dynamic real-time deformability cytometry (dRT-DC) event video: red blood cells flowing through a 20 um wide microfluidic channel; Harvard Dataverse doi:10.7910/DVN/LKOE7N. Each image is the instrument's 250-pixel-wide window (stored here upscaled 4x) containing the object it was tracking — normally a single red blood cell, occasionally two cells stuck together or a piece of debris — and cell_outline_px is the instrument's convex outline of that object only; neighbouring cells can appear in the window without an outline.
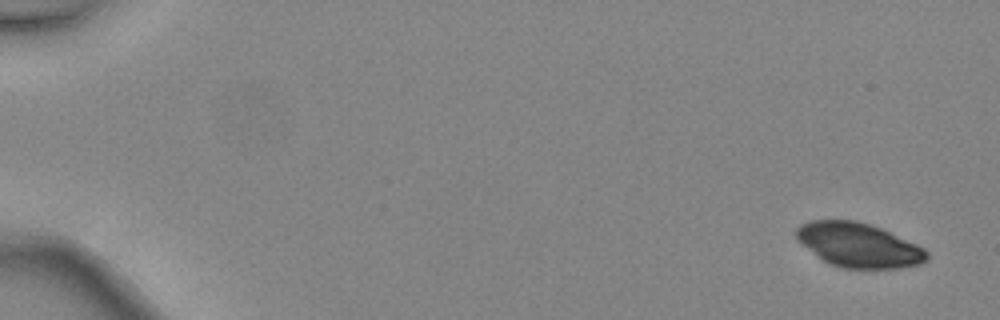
{"species": "common noctule bat (a hibernating species)", "species_latin": "Nyctalus noctula", "temperature_condition": "warm", "stored_images_in_passage": 7, "camera_frame_rate_fps": 3000, "um_per_image_px": 0.085, "animal": {"sex": "female", "body_mass_g": 24.6, "forearm_length_mm": 56.2}, "frame": {"image": 1, "passage_image": 1, "time_ms": 0.0, "image_size_px": [1000, 320], "cell_outline_px": [[928, 256], [920, 264], [896, 268], [840, 268], [828, 264], [796, 240], [796, 228], [800, 224], [812, 220], [856, 220], [880, 228], [916, 244], [924, 248], [928, 252]], "centroid_in_image_um": [72.93, 20.83], "position_along_channel_um": 12.1, "area_um2": 33.52}}